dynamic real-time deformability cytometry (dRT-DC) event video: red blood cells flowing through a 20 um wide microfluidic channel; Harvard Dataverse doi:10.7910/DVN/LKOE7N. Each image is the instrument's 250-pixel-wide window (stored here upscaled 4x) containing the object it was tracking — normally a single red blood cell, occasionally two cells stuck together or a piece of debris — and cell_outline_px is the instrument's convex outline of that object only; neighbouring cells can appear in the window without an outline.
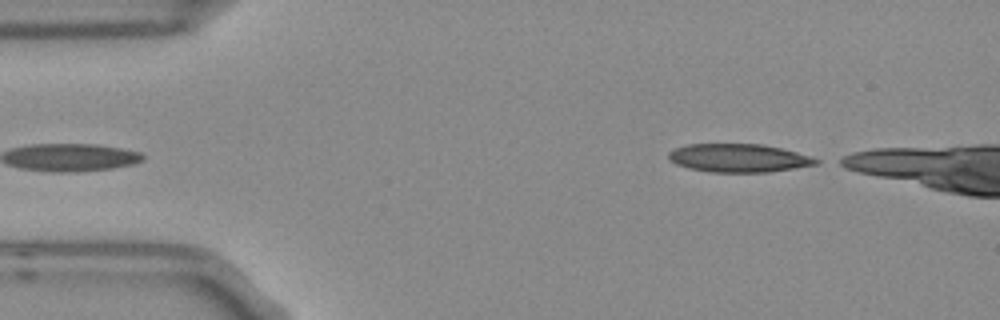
{"species": "Egyptian fruit bat (a non-hibernating species)", "species_latin": "Rousettus aegyptiacus", "temperature_condition": "room temperature", "stored_images_in_passage": 5, "segment_of_instrument_passage": [2, 2], "camera_frame_rate_fps": 3000, "um_per_image_px": 0.085, "frame": {"image": 1, "passage_image": 5, "time_ms": 1.333, "image_size_px": [1000, 320], "cell_outline_px": [[820, 164], [768, 172], [712, 172], [688, 168], [676, 164], [668, 160], [668, 152], [684, 144], [764, 144], [812, 156], [820, 160]], "centroid_in_image_um": [62.78, 13.43], "position_along_channel_um": 22.2, "area_um2": 24.45}}